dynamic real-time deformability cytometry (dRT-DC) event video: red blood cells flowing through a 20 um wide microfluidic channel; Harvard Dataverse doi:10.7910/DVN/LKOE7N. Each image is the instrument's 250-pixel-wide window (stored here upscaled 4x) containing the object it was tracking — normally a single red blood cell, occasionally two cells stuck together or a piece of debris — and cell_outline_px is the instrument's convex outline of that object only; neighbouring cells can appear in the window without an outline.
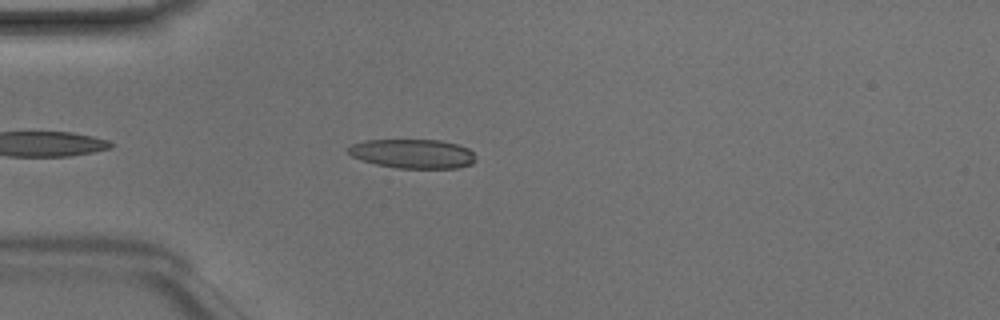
{"species": "Egyptian fruit bat (a non-hibernating species)", "species_latin": "Rousettus aegyptiacus", "temperature_condition": "room temperature", "stored_images_in_passage": 38, "camera_frame_rate_fps": 3000, "um_per_image_px": 0.085, "animal": {"sex": "male"}, "frame": {"image": 1, "passage_image": 5, "time_ms": 1.333, "image_size_px": [1000, 320], "cell_outline_px": [[476, 160], [472, 164], [456, 168], [396, 168], [376, 164], [352, 156], [348, 152], [348, 148], [352, 144], [364, 140], [440, 140], [456, 144], [468, 148], [472, 152]], "centroid_in_image_um": [35.1, 13.06], "position_along_channel_um": 49.9, "area_um2": 21.56}}
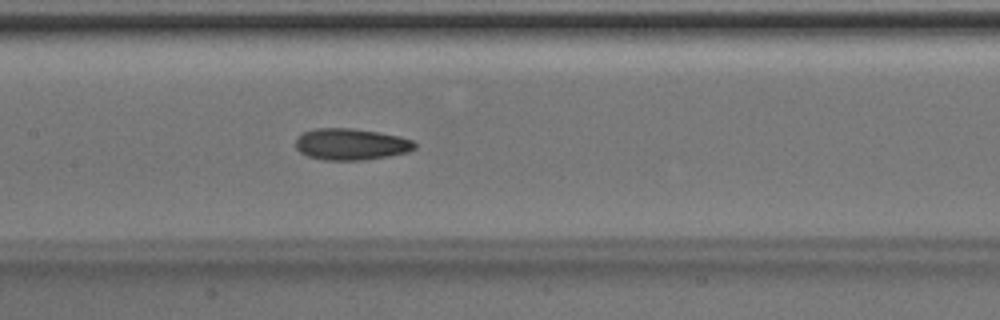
{"frame": {"image": 2, "passage_image": 15, "time_ms": 4.667, "image_size_px": [1000, 320], "cell_outline_px": [[416, 148], [408, 152], [388, 156], [364, 160], [324, 160], [308, 156], [300, 152], [296, 148], [296, 136], [304, 132], [316, 128], [352, 128], [380, 132], [400, 136], [412, 140], [416, 144]], "centroid_in_image_um": [29.84, 12.25], "position_along_channel_um": 177.6, "area_um2": 22.02}}
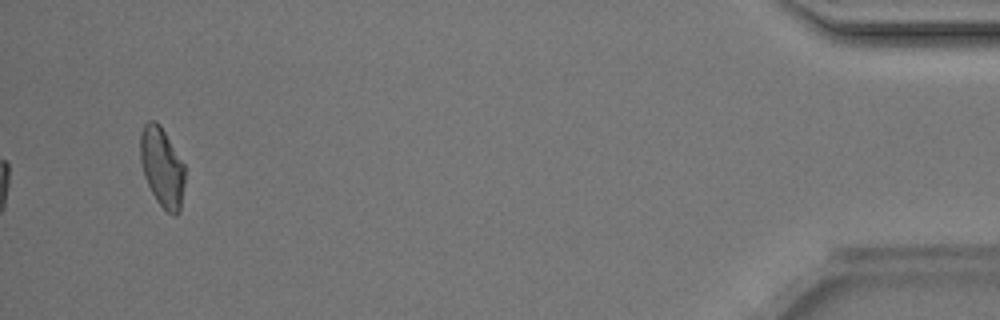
{"frame": {"image": 3, "passage_image": 38, "time_ms": 12.333, "image_size_px": [1000, 320], "cell_outline_px": [[184, 184], [180, 208], [176, 216], [172, 216], [156, 200], [144, 176], [140, 160], [140, 132], [144, 124], [148, 120], [156, 120], [160, 124], [184, 164]], "centroid_in_image_um": [13.76, 14.17], "position_along_channel_um": 421.4, "area_um2": 20.58}, "authors_computed_cell_mechanics": {"area_um2": 21.5594, "velocity_mm_per_s": 4.1959, "shape_relaxation_time_tau1_ms": 3.8302, "shape_relaxation_time_tau2_ms": 4.0333, "deformation_change_tau1": 0.1281, "deformation_change_tau2": 0.1113}}